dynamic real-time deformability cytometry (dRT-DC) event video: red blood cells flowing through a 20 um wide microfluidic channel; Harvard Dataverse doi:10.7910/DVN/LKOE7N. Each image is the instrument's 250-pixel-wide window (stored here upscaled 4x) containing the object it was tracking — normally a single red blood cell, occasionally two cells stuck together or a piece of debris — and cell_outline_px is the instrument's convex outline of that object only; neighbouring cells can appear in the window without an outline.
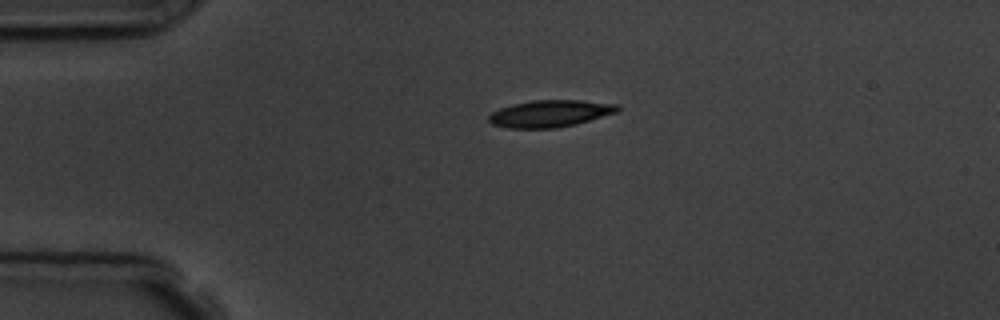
{"species": "common noctule bat (a hibernating species)", "species_latin": "Nyctalus noctula", "temperature_condition": "room temperature", "stored_images_in_passage": 3, "segment_of_instrument_passage": [1, 2], "camera_frame_rate_fps": 3000, "um_per_image_px": 0.085, "animal": {"sex": "male", "body_mass_g": 19.5, "forearm_length_mm": 54.6}, "frame": {"image": 1, "passage_image": 1, "time_ms": 0.0, "image_size_px": [1000, 320], "cell_outline_px": [[620, 108], [616, 112], [576, 124], [556, 128], [508, 128], [492, 124], [488, 120], [488, 116], [492, 112], [500, 108], [512, 104], [532, 100], [580, 100], [616, 104]], "centroid_in_image_um": [46.72, 9.65], "position_along_channel_um": 38.3, "area_um2": 20.11}}